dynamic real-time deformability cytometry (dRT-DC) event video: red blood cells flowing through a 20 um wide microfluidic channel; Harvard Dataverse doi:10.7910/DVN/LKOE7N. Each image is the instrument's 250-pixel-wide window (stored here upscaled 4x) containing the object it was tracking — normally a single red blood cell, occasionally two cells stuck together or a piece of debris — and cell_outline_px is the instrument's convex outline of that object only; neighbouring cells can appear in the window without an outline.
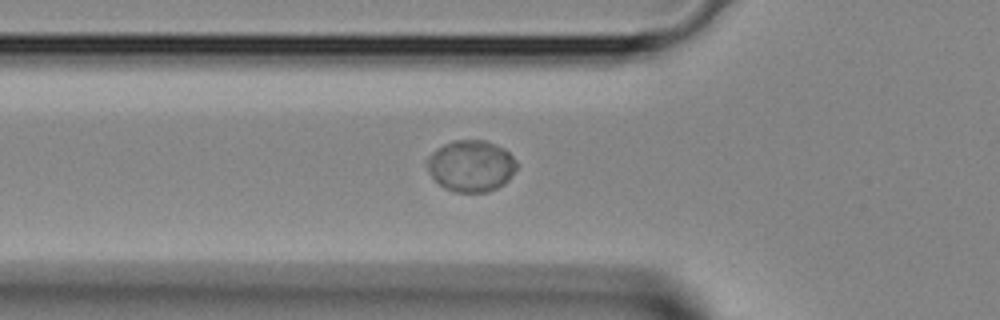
{"species": "Egyptian fruit bat (a non-hibernating species)", "species_latin": "Rousettus aegyptiacus", "temperature_condition": "room temperature", "stored_images_in_passage": 43, "camera_frame_rate_fps": 3000, "um_per_image_px": 0.085, "animal": {"sex": "female"}, "frame": {"image": 1, "passage_image": 14, "time_ms": 4.333, "image_size_px": [1000, 320], "cell_outline_px": [[516, 168], [508, 180], [504, 184], [488, 192], [456, 192], [444, 188], [432, 176], [428, 168], [428, 160], [432, 152], [444, 144], [452, 140], [484, 140], [496, 144], [504, 148], [516, 160]], "centroid_in_image_um": [40.06, 14.1], "position_along_channel_um": 85.7, "area_um2": 26.65}}
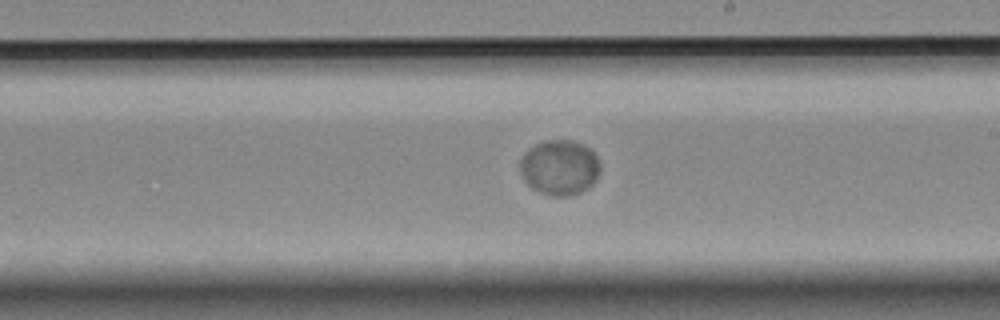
{"frame": {"image": 2, "passage_image": 24, "time_ms": 7.667, "image_size_px": [1000, 320], "cell_outline_px": [[600, 168], [596, 180], [588, 188], [580, 192], [568, 196], [552, 196], [540, 192], [532, 188], [524, 180], [520, 172], [520, 160], [524, 152], [528, 148], [544, 140], [572, 140], [584, 144], [596, 156], [600, 164]], "centroid_in_image_um": [47.55, 14.23], "position_along_channel_um": 241.4, "area_um2": 25.89}}
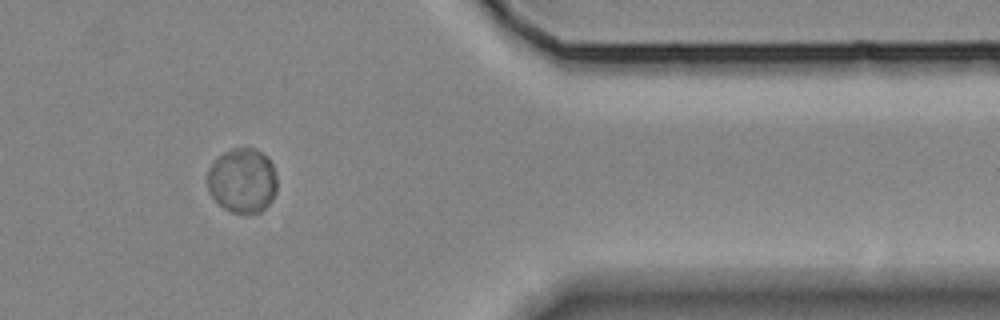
{"frame": {"image": 3, "passage_image": 35, "time_ms": 11.333, "image_size_px": [1000, 320], "cell_outline_px": [[276, 192], [272, 200], [260, 212], [232, 212], [224, 208], [212, 196], [208, 188], [208, 168], [224, 152], [232, 148], [252, 148], [268, 156], [272, 164], [276, 176]], "centroid_in_image_um": [20.62, 15.33], "position_along_channel_um": 390.8, "area_um2": 25.95}}